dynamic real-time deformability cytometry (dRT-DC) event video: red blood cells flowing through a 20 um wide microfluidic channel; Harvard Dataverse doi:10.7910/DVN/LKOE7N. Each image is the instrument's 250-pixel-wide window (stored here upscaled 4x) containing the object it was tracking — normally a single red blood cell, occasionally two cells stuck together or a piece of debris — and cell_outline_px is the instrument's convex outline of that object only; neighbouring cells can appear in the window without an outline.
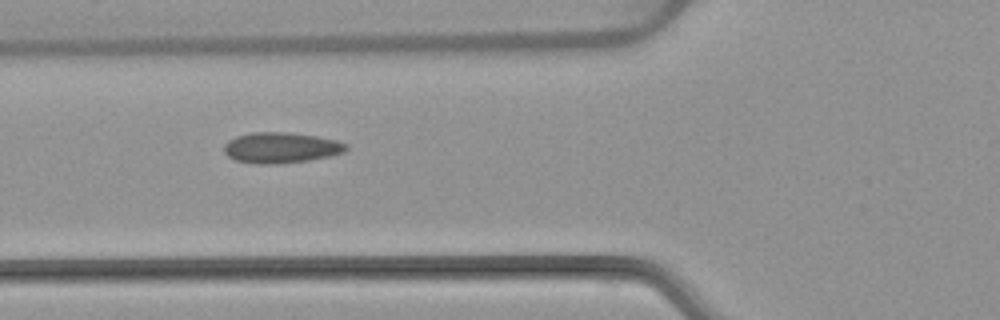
{"species": "common noctule bat (a hibernating species)", "species_latin": "Nyctalus noctula", "temperature_condition": "warm", "stored_images_in_passage": 4, "camera_frame_rate_fps": 3000, "um_per_image_px": 0.085, "animal": {"sex": "female", "body_mass_g": 22.7, "forearm_length_mm": 54.2}, "frame": {"image": 1, "passage_image": 3, "time_ms": 3.0, "image_size_px": [1000, 320], "cell_outline_px": [[348, 148], [344, 152], [332, 156], [308, 160], [280, 164], [256, 164], [236, 160], [228, 156], [224, 152], [224, 144], [228, 140], [236, 136], [252, 132], [288, 132], [316, 136], [336, 140], [348, 144]], "centroid_in_image_um": [23.89, 12.55], "position_along_channel_um": 101.9, "area_um2": 22.02}}
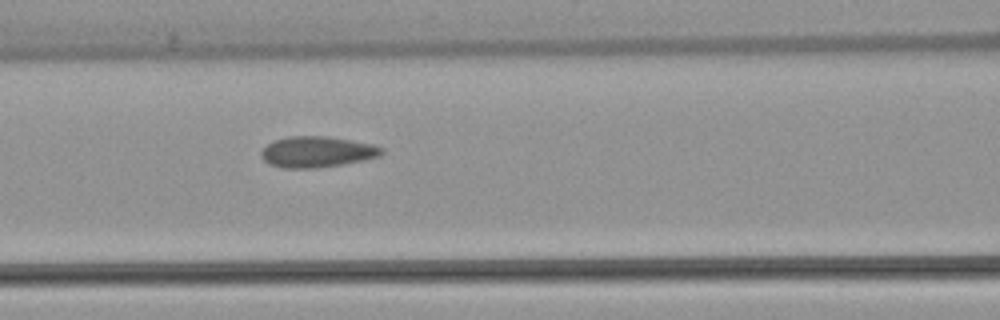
{"frame": {"image": 2, "passage_image": 4, "time_ms": 4.0, "image_size_px": [1000, 320], "cell_outline_px": [[384, 152], [380, 156], [364, 160], [344, 164], [316, 168], [280, 168], [268, 164], [260, 156], [260, 152], [268, 144], [276, 140], [288, 136], [328, 136], [372, 144], [384, 148]], "centroid_in_image_um": [26.94, 12.92], "position_along_channel_um": 139.7, "area_um2": 21.85}}